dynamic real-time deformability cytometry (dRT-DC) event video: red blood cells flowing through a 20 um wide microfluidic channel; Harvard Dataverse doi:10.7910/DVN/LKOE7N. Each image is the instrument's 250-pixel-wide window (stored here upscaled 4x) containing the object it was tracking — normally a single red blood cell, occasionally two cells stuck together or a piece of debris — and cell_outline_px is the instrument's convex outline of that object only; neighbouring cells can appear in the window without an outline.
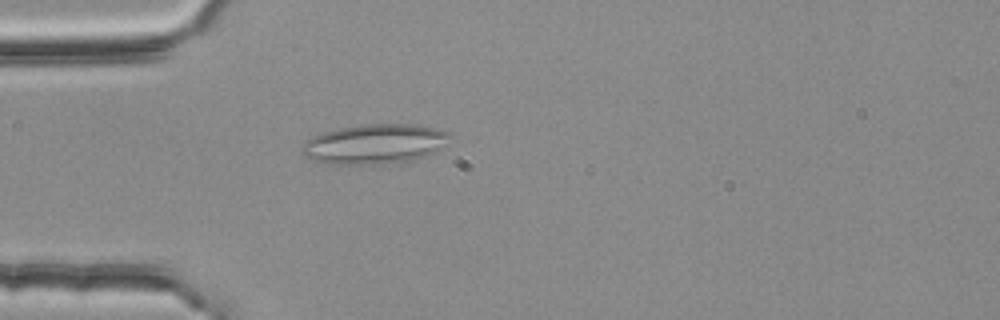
{"species": "common noctule bat (a hibernating species)", "species_latin": "Nyctalus noctula", "temperature_condition": "room temperature", "stored_images_in_passage": 48, "camera_frame_rate_fps": 3000, "um_per_image_px": 0.085, "animal": {"sex": "female", "body_mass_g": 25.1}, "frame": {"image": 1, "passage_image": 9, "time_ms": 2.667, "image_size_px": [1000, 320], "cell_outline_px": [[452, 136], [440, 148], [424, 156], [404, 160], [360, 164], [328, 164], [304, 156], [300, 148], [304, 140], [312, 136], [324, 132], [340, 128], [364, 124], [412, 124], [436, 128], [448, 132]], "centroid_in_image_um": [31.78, 12.21], "position_along_channel_um": 53.2, "area_um2": 33.64}}
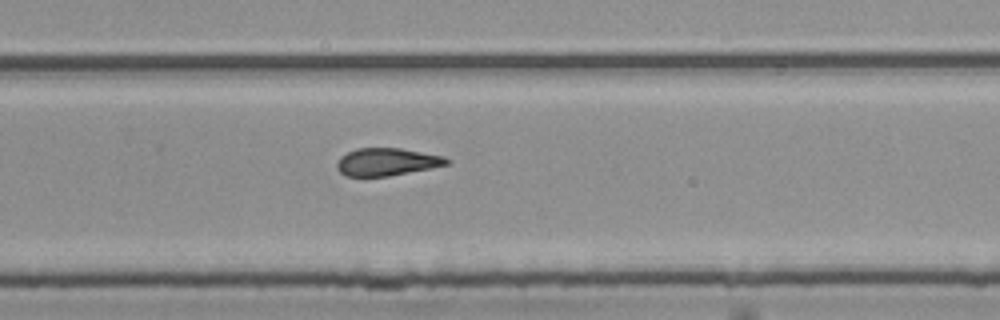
{"frame": {"image": 2, "passage_image": 29, "time_ms": 9.333, "image_size_px": [1000, 320], "cell_outline_px": [[452, 160], [448, 164], [432, 168], [388, 176], [344, 176], [336, 168], [336, 164], [340, 156], [356, 148], [400, 148], [444, 156]], "centroid_in_image_um": [32.88, 13.76], "position_along_channel_um": 296.9, "area_um2": 17.74}}
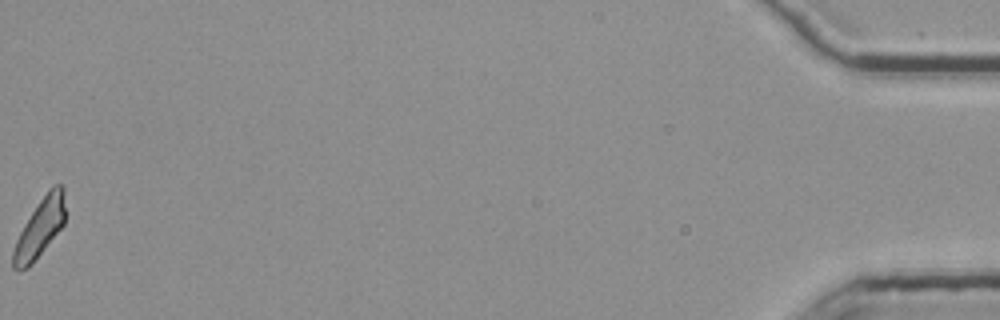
{"frame": {"image": 3, "passage_image": 48, "time_ms": 15.667, "image_size_px": [1000, 320], "cell_outline_px": [[64, 224], [32, 264], [28, 268], [16, 272], [12, 268], [12, 252], [16, 240], [24, 224], [48, 188], [52, 184], [60, 184], [64, 188]], "centroid_in_image_um": [3.36, 19.4], "position_along_channel_um": 431.8, "area_um2": 17.69}, "authors_computed_cell_mechanics": {"area_um2": 18.4671, "velocity_mm_per_s": 3.782, "shape_relaxation_time_tau1_ms": null, "shape_relaxation_time_tau2_ms": 4.0155, "deformation_change_tau1": null, "deformation_change_tau2": 0.1249}}